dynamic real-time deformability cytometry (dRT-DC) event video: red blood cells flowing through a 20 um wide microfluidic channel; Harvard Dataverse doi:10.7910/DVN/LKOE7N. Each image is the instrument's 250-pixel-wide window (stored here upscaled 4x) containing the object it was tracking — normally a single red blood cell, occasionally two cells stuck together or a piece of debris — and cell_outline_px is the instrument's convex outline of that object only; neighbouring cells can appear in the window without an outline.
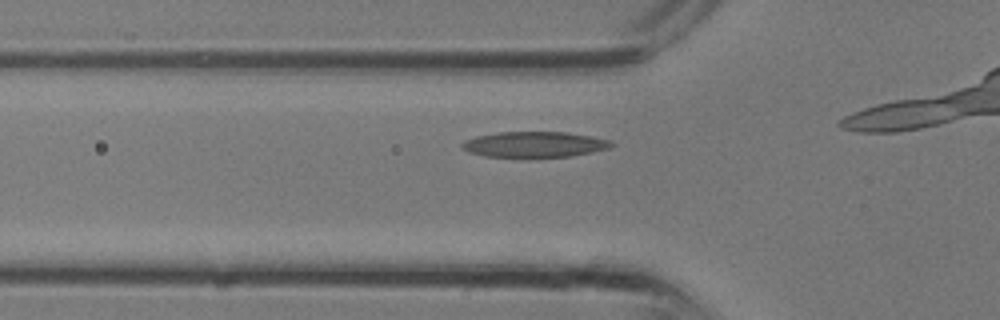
{"species": "common noctule bat (a hibernating species)", "species_latin": "Nyctalus noctula", "temperature_condition": "room temperature", "stored_images_in_passage": 6, "camera_frame_rate_fps": 3000, "um_per_image_px": 0.085, "animal": {"sex": "male", "body_mass_g": 13.3}, "frame": {"image": 1, "passage_image": 3, "time_ms": 0.667, "image_size_px": [1000, 320], "cell_outline_px": [[616, 144], [612, 148], [572, 156], [532, 160], [484, 156], [468, 152], [460, 148], [460, 144], [464, 140], [476, 136], [500, 132], [564, 132], [588, 136], [608, 140]], "centroid_in_image_um": [45.38, 12.33], "position_along_channel_um": 80.4, "area_um2": 23.35}}
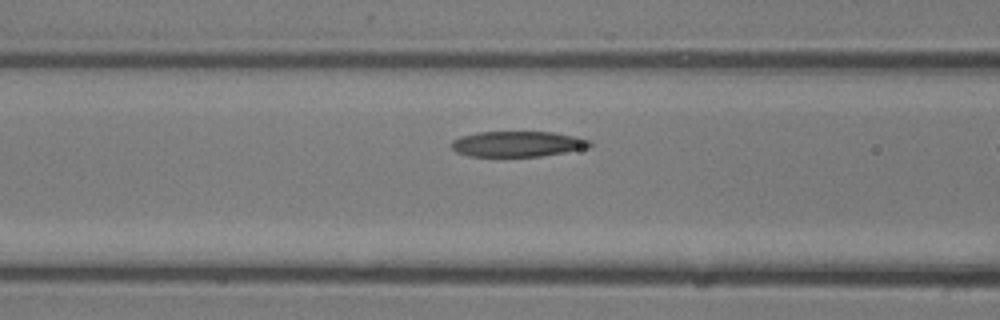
{"frame": {"image": 2, "passage_image": 5, "time_ms": 1.333, "image_size_px": [1000, 320], "cell_outline_px": [[592, 148], [540, 156], [468, 156], [456, 152], [448, 144], [452, 140], [460, 136], [476, 132], [552, 132], [576, 136], [592, 140]], "centroid_in_image_um": [44.01, 12.23], "position_along_channel_um": 122.6, "area_um2": 20.92}}